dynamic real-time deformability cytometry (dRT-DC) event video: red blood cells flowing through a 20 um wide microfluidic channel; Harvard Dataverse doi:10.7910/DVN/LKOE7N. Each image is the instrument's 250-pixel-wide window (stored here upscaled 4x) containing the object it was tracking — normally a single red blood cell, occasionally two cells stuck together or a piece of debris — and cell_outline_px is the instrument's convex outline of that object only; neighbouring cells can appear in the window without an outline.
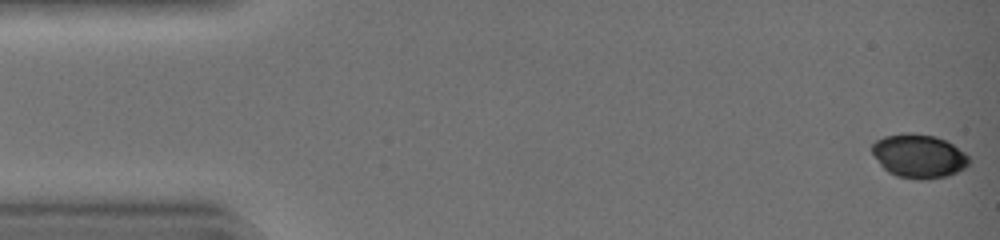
{"species": "common noctule bat (a hibernating species)", "species_latin": "Nyctalus noctula", "temperature_condition": "warm", "stored_images_in_passage": 44, "camera_frame_rate_fps": 3000, "um_per_image_px": 0.085, "animal": {"sex": "female", "body_mass_g": 19.0, "forearm_length_mm": 51.5}, "frame": {"image": 1, "passage_image": 1, "time_ms": 0.0, "image_size_px": [1000, 240], "cell_outline_px": [[968, 164], [964, 168], [948, 176], [924, 180], [920, 180], [896, 176], [888, 172], [880, 164], [872, 152], [872, 144], [876, 140], [884, 136], [932, 136], [944, 140], [952, 144], [964, 152], [968, 156]], "centroid_in_image_um": [78.1, 13.33], "position_along_channel_um": 6.9, "area_um2": 23.81}}
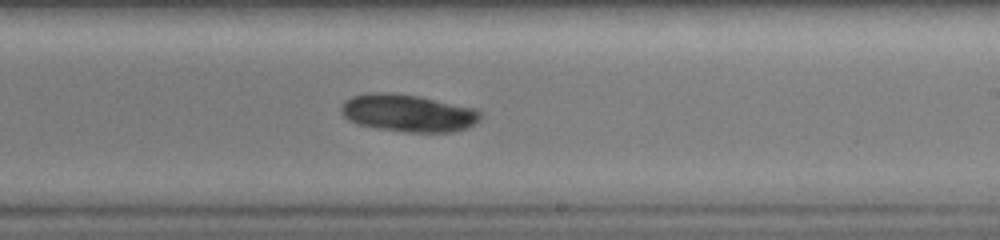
{"frame": {"image": 2, "passage_image": 27, "time_ms": 8.667, "image_size_px": [1000, 240], "cell_outline_px": [[484, 112], [480, 120], [464, 128], [452, 132], [408, 132], [380, 128], [360, 124], [348, 120], [340, 112], [340, 108], [344, 100], [352, 96], [368, 92], [392, 92], [420, 96], [476, 108]], "centroid_in_image_um": [34.7, 9.58], "position_along_channel_um": 254.3, "area_um2": 30.58}}
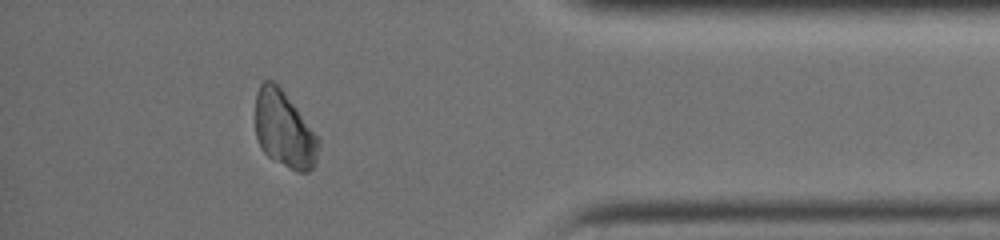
{"frame": {"image": 3, "passage_image": 39, "time_ms": 12.667, "image_size_px": [1000, 240], "cell_outline_px": [[320, 144], [316, 164], [308, 172], [296, 172], [268, 156], [260, 148], [256, 136], [256, 92], [260, 84], [264, 80], [272, 80], [284, 92], [320, 140]], "centroid_in_image_um": [24.16, 11.04], "position_along_channel_um": 411.0, "area_um2": 27.98}, "authors_computed_cell_mechanics": {"area_um2": 28.9867, "velocity_mm_per_s": 4.4164, "shape_relaxation_time_tau1_ms": 2.0112, "shape_relaxation_time_tau2_ms": null, "deformation_change_tau1": 0.0269, "deformation_change_tau2": null}}